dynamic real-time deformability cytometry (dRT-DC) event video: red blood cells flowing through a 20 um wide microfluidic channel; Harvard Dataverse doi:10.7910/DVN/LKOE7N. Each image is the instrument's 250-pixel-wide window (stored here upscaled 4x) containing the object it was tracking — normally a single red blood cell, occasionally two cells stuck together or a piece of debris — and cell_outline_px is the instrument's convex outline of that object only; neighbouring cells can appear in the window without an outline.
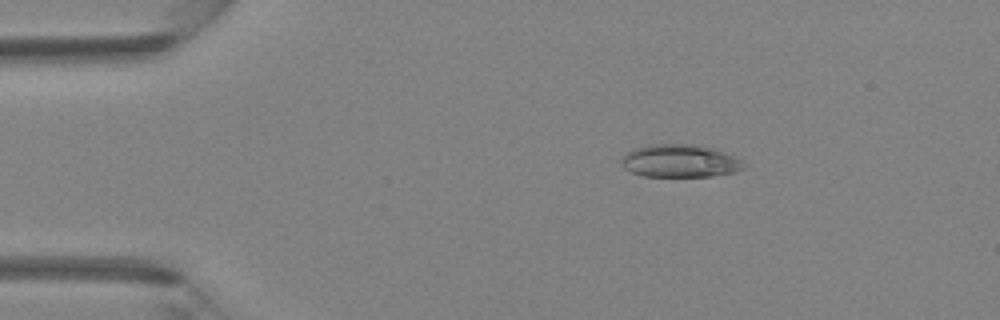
{"species": "Egyptian fruit bat (a non-hibernating species)", "species_latin": "Rousettus aegyptiacus", "temperature_condition": "room temperature", "stored_images_in_passage": 4, "camera_frame_rate_fps": 3000, "um_per_image_px": 0.085, "animal": {"sex": "female"}, "frame": {"image": 1, "passage_image": 2, "time_ms": 0.333, "image_size_px": [1000, 320], "cell_outline_px": [[744, 168], [736, 172], [712, 176], [644, 176], [632, 172], [624, 168], [620, 160], [632, 148], [648, 144], [692, 144], [712, 148], [724, 152], [740, 160], [744, 164]], "centroid_in_image_um": [57.76, 13.68], "position_along_channel_um": 27.2, "area_um2": 23.29}}
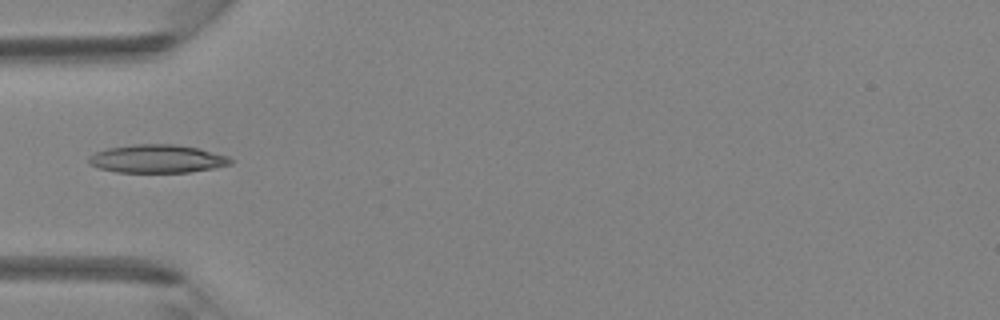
{"frame": {"image": 2, "passage_image": 4, "time_ms": 1.0, "image_size_px": [1000, 320], "cell_outline_px": [[232, 164], [212, 168], [188, 172], [116, 172], [100, 168], [88, 164], [88, 156], [96, 152], [108, 148], [136, 144], [176, 144], [200, 148], [228, 156], [232, 160]], "centroid_in_image_um": [13.36, 13.49], "position_along_channel_um": 71.6, "area_um2": 23.29}}